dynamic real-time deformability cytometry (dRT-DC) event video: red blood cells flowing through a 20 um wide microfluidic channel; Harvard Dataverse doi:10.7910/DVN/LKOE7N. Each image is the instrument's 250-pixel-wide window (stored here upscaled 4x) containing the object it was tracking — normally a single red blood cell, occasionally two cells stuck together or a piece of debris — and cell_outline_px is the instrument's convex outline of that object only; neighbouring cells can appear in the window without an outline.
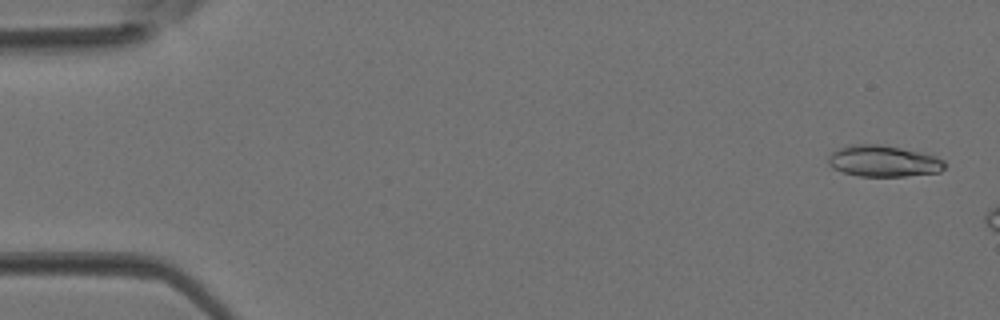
{"species": "Egyptian fruit bat (a non-hibernating species)", "species_latin": "Rousettus aegyptiacus", "temperature_condition": "room temperature", "stored_images_in_passage": 2, "segment_of_instrument_passage": [2, 2], "camera_frame_rate_fps": 3000, "um_per_image_px": 0.085, "animal": {"sex": "female"}, "frame": {"image": 1, "passage_image": 2, "time_ms": 0.333, "image_size_px": [1000, 320], "cell_outline_px": [[944, 168], [940, 172], [904, 176], [860, 176], [844, 172], [832, 168], [828, 164], [828, 156], [832, 152], [848, 144], [880, 144], [920, 152], [936, 156], [944, 160]], "centroid_in_image_um": [75.07, 13.69], "position_along_channel_um": 9.9, "area_um2": 21.21}}